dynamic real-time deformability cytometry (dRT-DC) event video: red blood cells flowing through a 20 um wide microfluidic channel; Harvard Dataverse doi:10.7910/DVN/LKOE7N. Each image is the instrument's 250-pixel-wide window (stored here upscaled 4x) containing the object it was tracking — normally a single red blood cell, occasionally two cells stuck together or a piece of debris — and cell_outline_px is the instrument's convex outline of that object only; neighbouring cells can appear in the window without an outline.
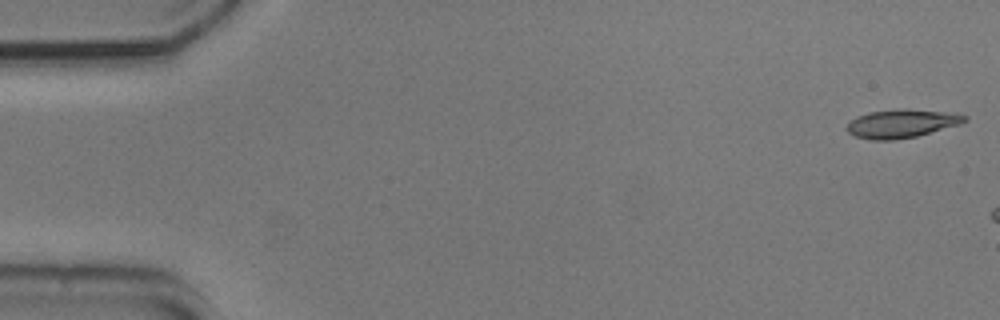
{"species": "common noctule bat (a hibernating species)", "species_latin": "Nyctalus noctula", "temperature_condition": "cold", "stored_images_in_passage": 7, "camera_frame_rate_fps": 3000, "um_per_image_px": 0.085, "animal": {"sex": "male", "body_mass_g": 20.5, "forearm_length_mm": 52.5}, "frame": {"image": 1, "passage_image": 1, "time_ms": 0.0, "image_size_px": [1000, 320], "cell_outline_px": [[968, 120], [960, 124], [916, 136], [892, 140], [872, 140], [856, 136], [848, 132], [844, 128], [856, 116], [868, 112], [900, 108], [908, 108], [944, 112], [968, 116]], "centroid_in_image_um": [76.61, 10.49], "position_along_channel_um": 8.4, "area_um2": 19.48}}